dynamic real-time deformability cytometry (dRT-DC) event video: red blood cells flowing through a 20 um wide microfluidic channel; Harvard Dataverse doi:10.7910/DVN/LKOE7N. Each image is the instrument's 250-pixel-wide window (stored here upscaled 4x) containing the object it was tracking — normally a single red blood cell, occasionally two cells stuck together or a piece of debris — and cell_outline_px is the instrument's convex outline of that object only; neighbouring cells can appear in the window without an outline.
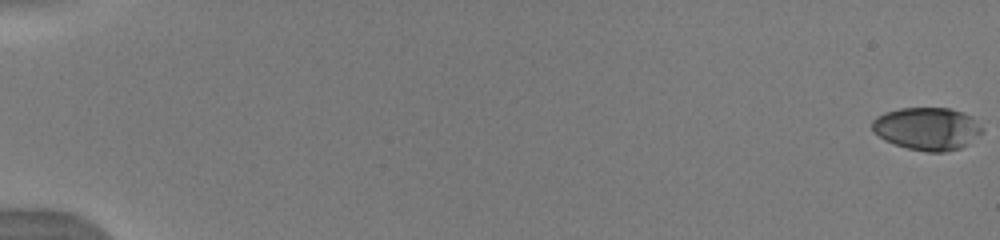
{"species": "human", "species_latin": "Homo sapiens", "temperature_condition": "warm", "stored_images_in_passage": 53, "camera_frame_rate_fps": 3000, "um_per_image_px": 0.085, "donor": {"sex": "male"}, "frame": {"image": 1, "passage_image": 1, "time_ms": 0.0, "image_size_px": [1000, 240], "cell_outline_px": [[984, 132], [968, 144], [960, 148], [944, 152], [928, 152], [908, 148], [884, 140], [872, 132], [872, 120], [876, 116], [884, 112], [900, 108], [948, 108], [964, 112], [972, 116], [984, 128]], "centroid_in_image_um": [78.82, 10.93], "position_along_channel_um": 6.2, "area_um2": 27.69}}
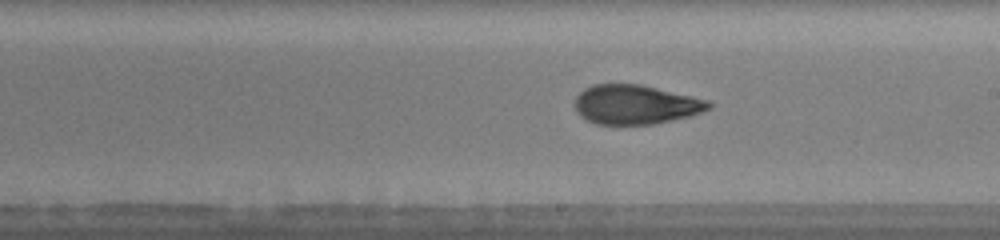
{"frame": {"image": 2, "passage_image": 33, "time_ms": 10.667, "image_size_px": [1000, 240], "cell_outline_px": [[712, 108], [688, 116], [652, 124], [596, 124], [580, 116], [576, 112], [572, 104], [576, 96], [584, 88], [592, 84], [640, 84], [692, 96], [708, 100], [712, 104]], "centroid_in_image_um": [53.96, 8.88], "position_along_channel_um": 235.0, "area_um2": 30.69}}
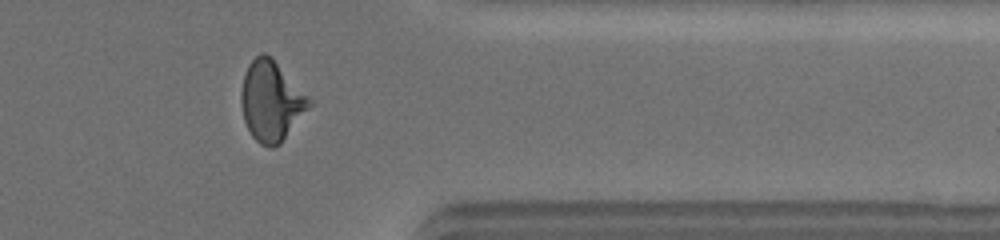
{"frame": {"image": 3, "passage_image": 45, "time_ms": 14.667, "image_size_px": [1000, 240], "cell_outline_px": [[312, 104], [280, 144], [272, 148], [268, 148], [260, 144], [252, 136], [244, 120], [240, 100], [240, 92], [244, 72], [248, 64], [260, 52], [264, 52], [272, 56], [312, 100]], "centroid_in_image_um": [23.03, 8.57], "position_along_channel_um": 388.4, "area_um2": 31.96}, "authors_computed_cell_mechanics": {"area_um2": 30.1138, "velocity_mm_per_s": 4.013, "shape_relaxation_time_tau1_ms": 7.3727, "shape_relaxation_time_tau2_ms": 1.8692, "deformation_change_tau1": 0.2598, "deformation_change_tau2": 0.0924}}